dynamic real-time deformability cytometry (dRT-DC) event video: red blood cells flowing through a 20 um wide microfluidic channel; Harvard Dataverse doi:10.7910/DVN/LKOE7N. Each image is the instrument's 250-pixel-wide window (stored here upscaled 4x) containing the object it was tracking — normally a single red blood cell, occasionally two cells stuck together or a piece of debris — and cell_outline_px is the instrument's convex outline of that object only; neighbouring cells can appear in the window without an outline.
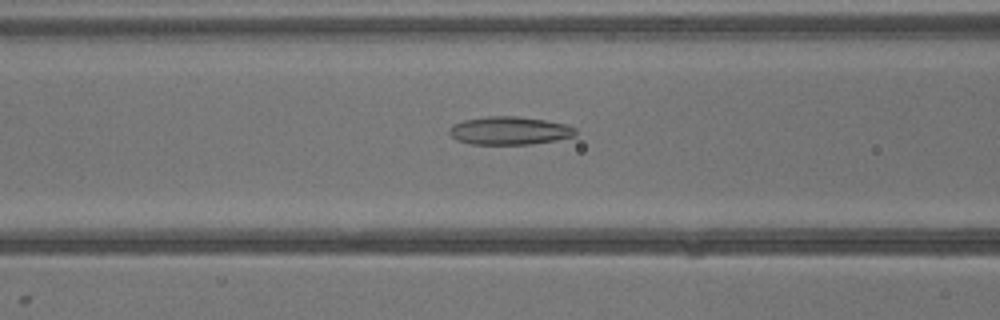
{"species": "common noctule bat (a hibernating species)", "species_latin": "Nyctalus noctula", "temperature_condition": "warm", "stored_images_in_passage": 39, "camera_frame_rate_fps": 3000, "um_per_image_px": 0.085, "animal": {"sex": "male", "body_mass_g": 13.3}, "frame": {"image": 1, "passage_image": 16, "time_ms": 5.0, "image_size_px": [1000, 320], "cell_outline_px": [[576, 136], [556, 140], [532, 144], [472, 144], [456, 140], [448, 132], [448, 128], [452, 124], [464, 120], [488, 116], [516, 116], [544, 120], [568, 124], [576, 128]], "centroid_in_image_um": [43.31, 11.1], "position_along_channel_um": 123.3, "area_um2": 20.81}}
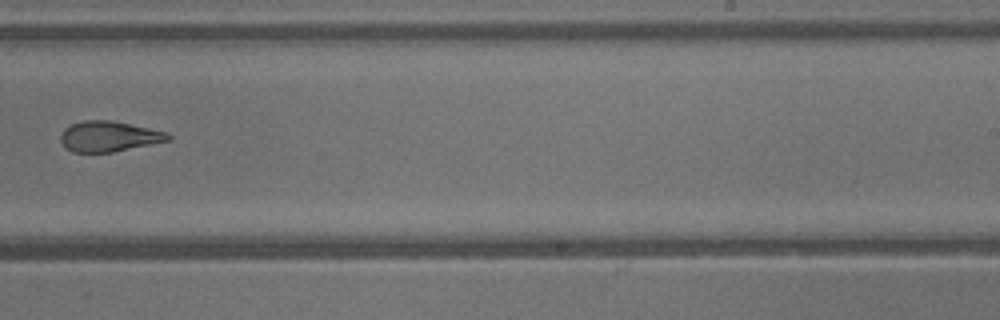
{"frame": {"image": 2, "passage_image": 25, "time_ms": 8.0, "image_size_px": [1000, 320], "cell_outline_px": [[172, 140], [112, 152], [72, 152], [60, 140], [60, 136], [64, 128], [72, 124], [84, 120], [108, 120], [168, 132], [172, 136]], "centroid_in_image_um": [9.28, 11.6], "position_along_channel_um": 279.7, "area_um2": 18.9}}
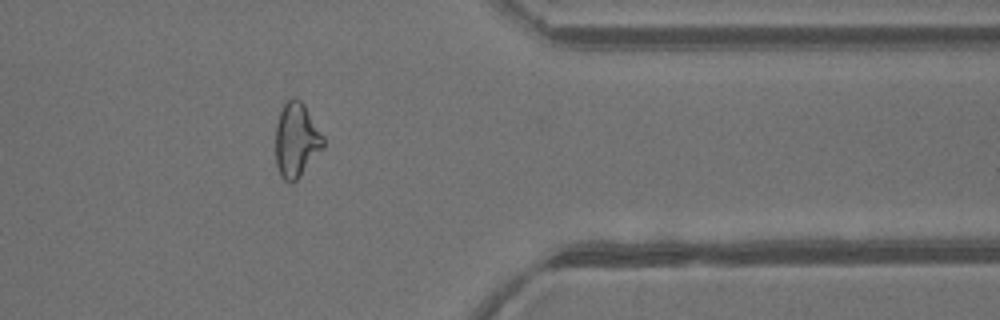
{"frame": {"image": 3, "passage_image": 32, "time_ms": 10.333, "image_size_px": [1000, 320], "cell_outline_px": [[324, 148], [300, 176], [292, 184], [288, 184], [280, 176], [276, 164], [276, 124], [284, 100], [300, 100], [304, 104], [324, 136]], "centroid_in_image_um": [25.19, 11.94], "position_along_channel_um": 386.2, "area_um2": 20.81}}